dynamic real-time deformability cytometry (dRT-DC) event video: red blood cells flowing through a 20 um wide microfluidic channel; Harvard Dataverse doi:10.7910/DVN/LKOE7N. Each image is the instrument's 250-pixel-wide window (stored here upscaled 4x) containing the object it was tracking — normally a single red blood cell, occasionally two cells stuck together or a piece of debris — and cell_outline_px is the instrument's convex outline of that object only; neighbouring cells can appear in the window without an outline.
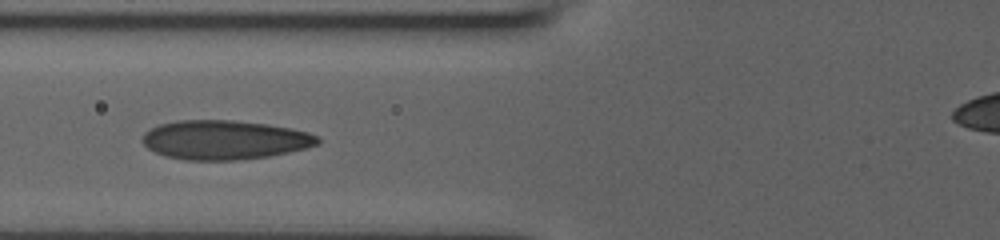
{"species": "human", "species_latin": "Homo sapiens", "temperature_condition": "room temperature", "stored_images_in_passage": 14, "camera_frame_rate_fps": 3000, "um_per_image_px": 0.085, "donor": {"sex": "male"}, "frame": {"image": 1, "passage_image": 6, "time_ms": 5.333, "image_size_px": [1000, 240], "cell_outline_px": [[320, 144], [308, 148], [268, 156], [240, 160], [184, 160], [164, 156], [148, 148], [140, 140], [144, 132], [160, 124], [176, 120], [232, 120], [268, 124], [292, 128], [308, 132], [316, 136], [320, 140]], "centroid_in_image_um": [19.08, 11.89], "position_along_channel_um": 106.7, "area_um2": 40.29}}
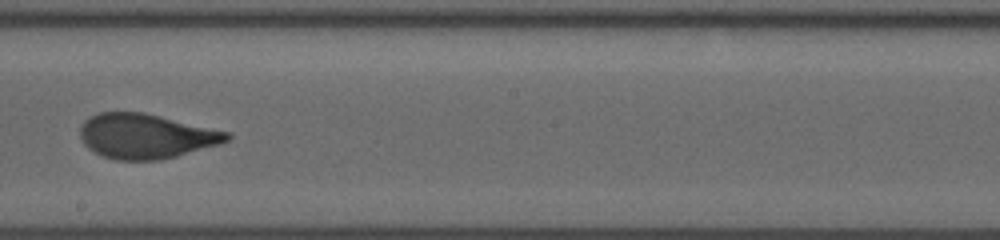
{"frame": {"image": 2, "passage_image": 9, "time_ms": 8.667, "image_size_px": [1000, 240], "cell_outline_px": [[232, 136], [228, 140], [220, 144], [176, 156], [160, 160], [116, 160], [100, 156], [88, 148], [84, 144], [80, 136], [80, 128], [84, 120], [100, 112], [144, 112], [232, 132]], "centroid_in_image_um": [12.42, 11.57], "position_along_channel_um": 235.8, "area_um2": 38.55}}
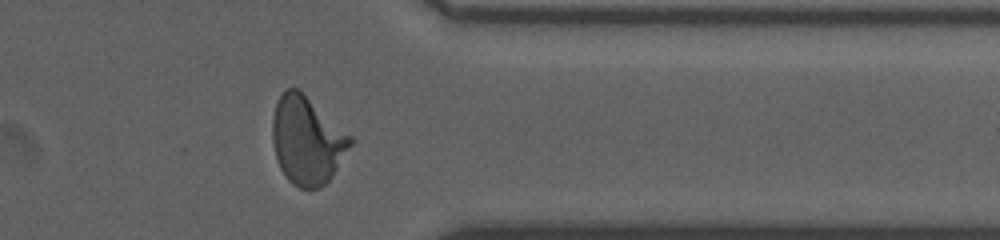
{"frame": {"image": 3, "passage_image": 13, "time_ms": 12.667, "image_size_px": [1000, 240], "cell_outline_px": [[356, 140], [332, 176], [320, 188], [300, 188], [292, 184], [288, 180], [280, 168], [276, 156], [272, 140], [272, 116], [276, 104], [280, 96], [288, 88], [296, 88], [352, 136]], "centroid_in_image_um": [26.11, 11.97], "position_along_channel_um": 385.3, "area_um2": 39.59}, "authors_computed_cell_mechanics": {"area_um2": 38.2636, "velocity_mm_per_s": 3.8628, "shape_relaxation_time_tau1_ms": 4.5232, "shape_relaxation_time_tau2_ms": null, "deformation_change_tau1": 0.1699, "deformation_change_tau2": null}}